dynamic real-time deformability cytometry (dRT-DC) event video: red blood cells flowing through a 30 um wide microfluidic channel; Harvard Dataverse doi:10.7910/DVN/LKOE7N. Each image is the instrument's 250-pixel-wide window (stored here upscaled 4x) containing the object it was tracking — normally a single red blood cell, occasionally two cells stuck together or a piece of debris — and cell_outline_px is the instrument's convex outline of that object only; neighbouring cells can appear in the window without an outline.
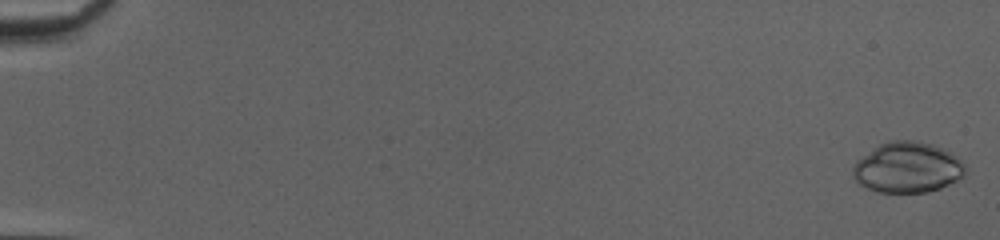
{"species": "common noctule bat (a hibernating species)", "species_latin": "Nyctalus noctula", "temperature_condition": "cold", "stored_images_in_passage": 51, "camera_frame_rate_fps": 3000, "um_per_image_px": 0.085, "animal": {"sex": "female", "body_mass_g": 20.0, "forearm_length_mm": 54.0}, "frame": {"image": 1, "passage_image": 1, "time_ms": 0.0, "image_size_px": [1000, 240], "cell_outline_px": [[964, 176], [940, 188], [928, 192], [876, 192], [860, 184], [852, 176], [852, 168], [856, 160], [872, 148], [888, 140], [912, 140], [932, 144], [944, 148], [956, 156], [964, 164]], "centroid_in_image_um": [77.1, 14.22], "position_along_channel_um": 7.9, "area_um2": 33.23}}
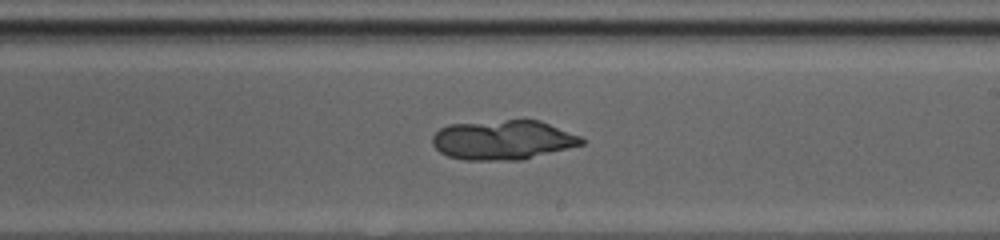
{"frame": {"image": 2, "passage_image": 32, "time_ms": 10.333, "image_size_px": [1000, 240], "cell_outline_px": [[584, 144], [520, 160], [464, 160], [448, 156], [440, 152], [432, 144], [432, 136], [440, 128], [448, 124], [504, 120], [540, 120], [580, 136], [584, 140]], "centroid_in_image_um": [42.72, 11.89], "position_along_channel_um": 246.3, "area_um2": 34.28}}
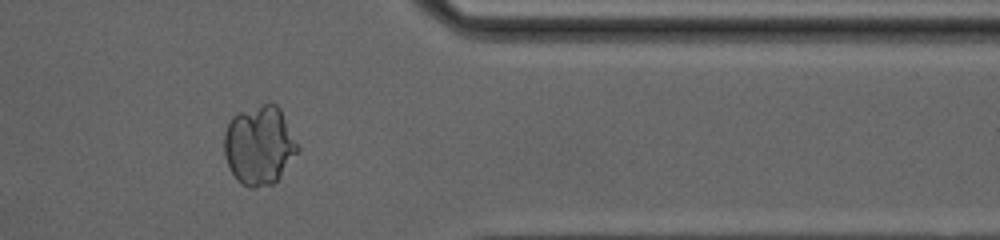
{"frame": {"image": 3, "passage_image": 43, "time_ms": 14.0, "image_size_px": [1000, 240], "cell_outline_px": [[300, 148], [280, 176], [272, 184], [256, 188], [248, 188], [236, 180], [228, 164], [224, 152], [224, 132], [232, 116], [236, 112], [268, 100], [272, 100], [280, 108], [300, 144]], "centroid_in_image_um": [22.05, 12.29], "position_along_channel_um": 389.4, "area_um2": 34.56}}